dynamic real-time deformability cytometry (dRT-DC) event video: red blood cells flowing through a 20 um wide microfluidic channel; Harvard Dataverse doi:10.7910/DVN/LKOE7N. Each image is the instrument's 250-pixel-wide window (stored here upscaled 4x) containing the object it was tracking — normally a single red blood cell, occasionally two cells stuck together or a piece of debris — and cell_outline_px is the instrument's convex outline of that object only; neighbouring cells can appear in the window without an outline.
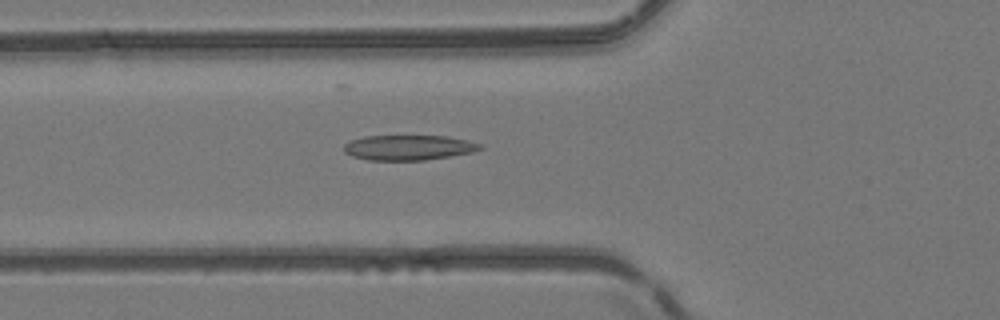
{"species": "common noctule bat (a hibernating species)", "species_latin": "Nyctalus noctula", "temperature_condition": "room temperature", "stored_images_in_passage": 47, "camera_frame_rate_fps": 3000, "um_per_image_px": 0.085, "animal": {"sex": "female", "body_mass_g": 24.6, "forearm_length_mm": 56.2}, "frame": {"image": 1, "passage_image": 15, "time_ms": 4.667, "image_size_px": [1000, 320], "cell_outline_px": [[484, 148], [472, 152], [424, 160], [368, 160], [352, 156], [344, 152], [344, 144], [352, 140], [364, 136], [448, 136], [468, 140], [484, 144]], "centroid_in_image_um": [34.75, 12.54], "position_along_channel_um": 91.0, "area_um2": 19.94}}
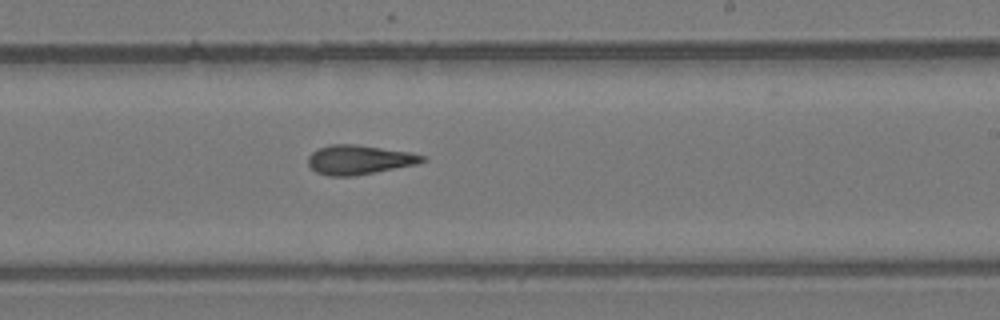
{"frame": {"image": 2, "passage_image": 27, "time_ms": 8.667, "image_size_px": [1000, 320], "cell_outline_px": [[428, 160], [416, 164], [352, 176], [328, 176], [316, 172], [308, 164], [308, 156], [316, 148], [328, 144], [356, 144], [412, 152], [428, 156]], "centroid_in_image_um": [30.54, 13.56], "position_along_channel_um": 258.5, "area_um2": 19.71}}
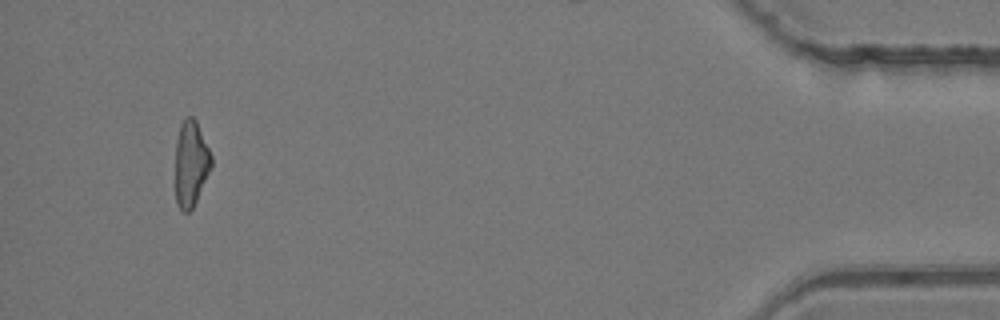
{"frame": {"image": 3, "passage_image": 44, "time_ms": 14.333, "image_size_px": [1000, 320], "cell_outline_px": [[212, 164], [196, 200], [192, 208], [188, 212], [184, 212], [176, 204], [176, 140], [180, 124], [184, 116], [192, 116], [196, 120], [212, 156]], "centroid_in_image_um": [16.21, 13.86], "position_along_channel_um": 419.0, "area_um2": 17.8}, "authors_computed_cell_mechanics": {"area_um2": 19.4208, "velocity_mm_per_s": 4.1786, "shape_relaxation_time_tau1_ms": null, "shape_relaxation_time_tau2_ms": 3.4396, "deformation_change_tau1": null, "deformation_change_tau2": 0.131}}